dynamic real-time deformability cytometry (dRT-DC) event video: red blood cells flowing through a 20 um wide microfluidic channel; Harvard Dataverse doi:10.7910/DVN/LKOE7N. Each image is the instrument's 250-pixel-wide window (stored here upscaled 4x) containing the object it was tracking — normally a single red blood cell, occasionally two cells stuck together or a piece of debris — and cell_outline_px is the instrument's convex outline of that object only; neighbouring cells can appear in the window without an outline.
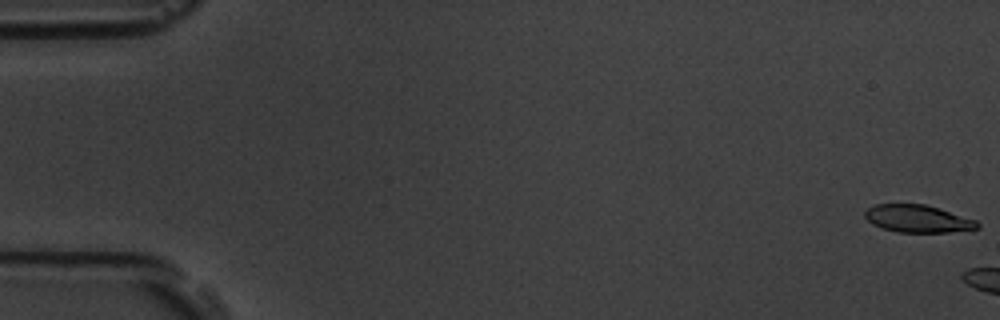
{"species": "common noctule bat (a hibernating species)", "species_latin": "Nyctalus noctula", "temperature_condition": "room temperature", "stored_images_in_passage": 3, "camera_frame_rate_fps": 3000, "um_per_image_px": 0.085, "animal": {"sex": "male", "body_mass_g": 19.5, "forearm_length_mm": 54.6}, "frame": {"image": 1, "passage_image": 1, "time_ms": 0.0, "image_size_px": [1000, 320], "cell_outline_px": [[980, 228], [948, 232], [896, 232], [880, 228], [872, 224], [864, 216], [864, 212], [868, 208], [876, 204], [924, 204], [940, 208], [976, 220], [980, 224]], "centroid_in_image_um": [78.0, 18.59], "position_along_channel_um": 7.0, "area_um2": 18.09}}